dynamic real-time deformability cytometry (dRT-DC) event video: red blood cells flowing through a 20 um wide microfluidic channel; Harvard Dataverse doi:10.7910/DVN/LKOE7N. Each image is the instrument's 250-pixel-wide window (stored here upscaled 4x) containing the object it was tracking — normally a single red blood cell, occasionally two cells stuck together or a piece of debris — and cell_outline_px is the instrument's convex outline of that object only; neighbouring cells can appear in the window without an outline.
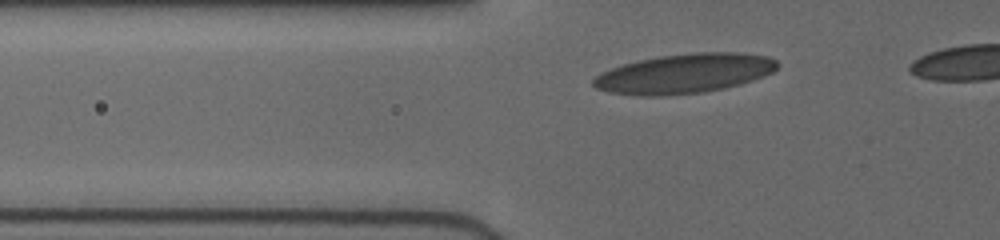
{"species": "human", "species_latin": "Homo sapiens", "temperature_condition": "cold", "stored_images_in_passage": 49, "camera_frame_rate_fps": 3000, "um_per_image_px": 0.085, "donor": {"sex": "female"}, "frame": {"image": 1, "passage_image": 5, "time_ms": 1.0, "image_size_px": [1000, 240], "cell_outline_px": [[780, 64], [772, 72], [764, 76], [740, 84], [724, 88], [704, 92], [664, 96], [640, 96], [608, 92], [596, 88], [592, 84], [592, 80], [600, 72], [624, 64], [640, 60], [660, 56], [692, 52], [740, 52], [768, 56], [776, 60]], "centroid_in_image_um": [58.18, 6.25], "position_along_channel_um": 67.6, "area_um2": 42.54}}
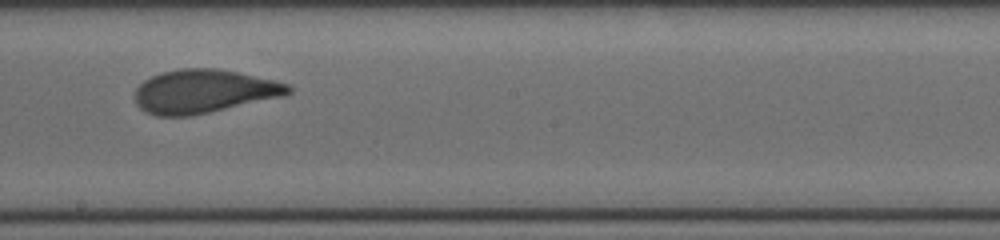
{"frame": {"image": 2, "passage_image": 25, "time_ms": 5.333, "image_size_px": [1000, 240], "cell_outline_px": [[292, 92], [284, 96], [192, 116], [156, 116], [140, 108], [136, 104], [136, 88], [144, 80], [160, 72], [180, 68], [216, 68], [276, 80], [288, 84], [292, 88]], "centroid_in_image_um": [17.33, 7.76], "position_along_channel_um": 230.9, "area_um2": 38.96}}
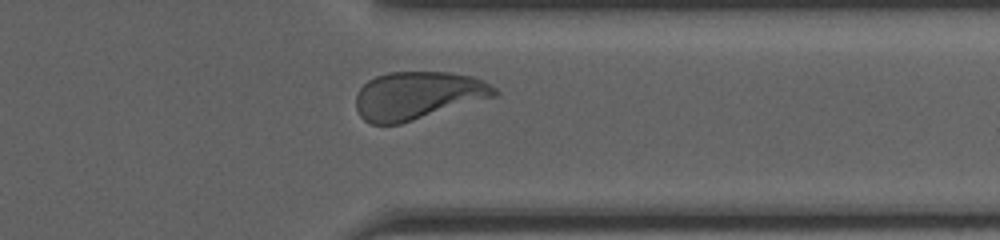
{"frame": {"image": 3, "passage_image": 42, "time_ms": 9.0, "image_size_px": [1000, 240], "cell_outline_px": [[500, 92], [496, 96], [400, 124], [372, 124], [364, 120], [360, 116], [356, 108], [356, 96], [360, 88], [368, 80], [376, 76], [388, 72], [448, 72], [472, 76], [484, 80], [496, 88]], "centroid_in_image_um": [35.51, 8.11], "position_along_channel_um": 375.9, "area_um2": 38.67}}